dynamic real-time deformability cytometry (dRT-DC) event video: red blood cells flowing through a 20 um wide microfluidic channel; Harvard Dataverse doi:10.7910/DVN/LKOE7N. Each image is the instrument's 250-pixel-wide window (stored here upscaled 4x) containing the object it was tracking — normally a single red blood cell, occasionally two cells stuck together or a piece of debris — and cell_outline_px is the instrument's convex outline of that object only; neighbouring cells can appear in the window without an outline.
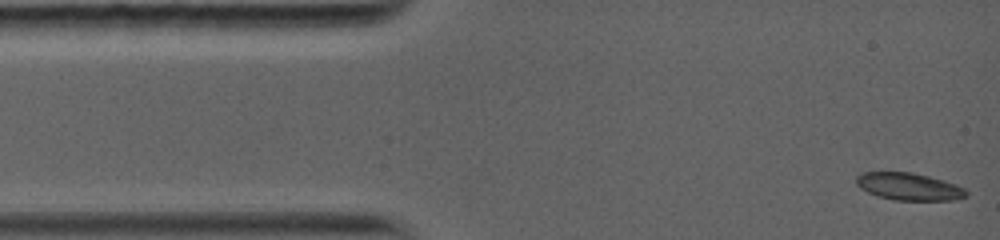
{"species": "common noctule bat (a hibernating species)", "species_latin": "Nyctalus noctula", "temperature_condition": "warm", "stored_images_in_passage": 17, "camera_frame_rate_fps": 5000, "um_per_image_px": 0.085, "animal": {"sex": "female", "body_mass_g": 19.0, "forearm_length_mm": 56.7}, "frame": {"image": 1, "passage_image": 1, "time_ms": 0.0, "image_size_px": [1000, 240], "cell_outline_px": [[968, 196], [952, 200], [892, 200], [876, 196], [860, 188], [856, 184], [856, 176], [860, 172], [912, 172], [944, 180], [956, 184], [964, 188], [968, 192]], "centroid_in_image_um": [77.24, 15.86], "position_along_channel_um": 7.8, "area_um2": 17.69}}
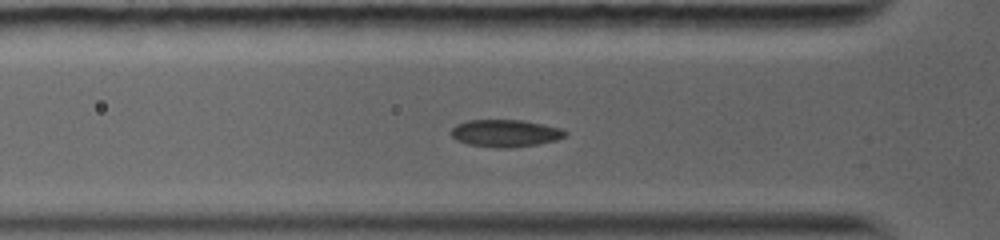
{"frame": {"image": 2, "passage_image": 10, "time_ms": 3.6, "image_size_px": [1000, 240], "cell_outline_px": [[568, 136], [556, 140], [536, 144], [512, 148], [496, 148], [468, 144], [456, 140], [448, 132], [456, 124], [468, 120], [520, 120], [564, 128], [568, 132]], "centroid_in_image_um": [42.96, 11.32], "position_along_channel_um": 82.8, "area_um2": 18.38}}
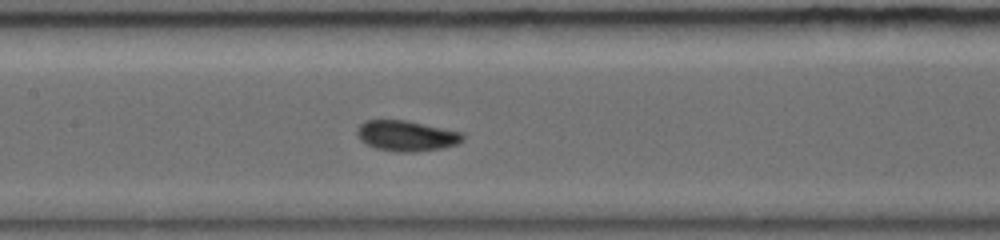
{"frame": {"image": 3, "passage_image": 15, "time_ms": 5.8, "image_size_px": [1000, 240], "cell_outline_px": [[464, 140], [456, 144], [444, 148], [416, 152], [400, 152], [376, 148], [360, 140], [356, 136], [356, 132], [360, 124], [364, 120], [408, 120], [464, 132]], "centroid_in_image_um": [34.58, 11.53], "position_along_channel_um": 172.8, "area_um2": 19.07}}